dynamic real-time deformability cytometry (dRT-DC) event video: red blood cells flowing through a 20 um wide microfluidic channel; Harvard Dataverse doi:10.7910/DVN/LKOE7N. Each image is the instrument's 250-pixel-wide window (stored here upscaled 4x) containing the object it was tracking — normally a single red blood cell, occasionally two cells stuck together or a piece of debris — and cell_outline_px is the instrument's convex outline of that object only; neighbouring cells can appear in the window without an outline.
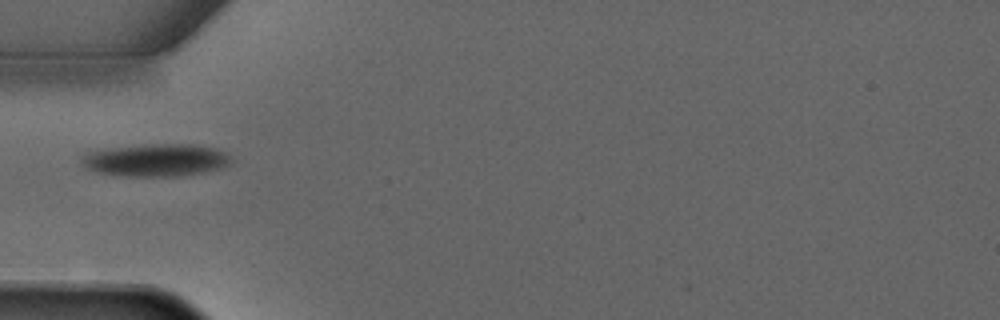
{"species": "common noctule bat (a hibernating species)", "species_latin": "Nyctalus noctula", "temperature_condition": "warm", "stored_images_in_passage": 6, "camera_frame_rate_fps": 3000, "um_per_image_px": 0.085, "animal": {"sex": "male", "forearm_length_mm": 52.5}, "frame": {"image": 1, "passage_image": 5, "time_ms": 4.667, "image_size_px": [1000, 320], "cell_outline_px": [[232, 160], [228, 164], [220, 168], [200, 172], [176, 176], [128, 176], [96, 172], [80, 164], [80, 156], [84, 152], [100, 148], [140, 144], [196, 144], [216, 148], [228, 152], [232, 156]], "centroid_in_image_um": [13.19, 13.57], "position_along_channel_um": 71.8, "area_um2": 28.9}}